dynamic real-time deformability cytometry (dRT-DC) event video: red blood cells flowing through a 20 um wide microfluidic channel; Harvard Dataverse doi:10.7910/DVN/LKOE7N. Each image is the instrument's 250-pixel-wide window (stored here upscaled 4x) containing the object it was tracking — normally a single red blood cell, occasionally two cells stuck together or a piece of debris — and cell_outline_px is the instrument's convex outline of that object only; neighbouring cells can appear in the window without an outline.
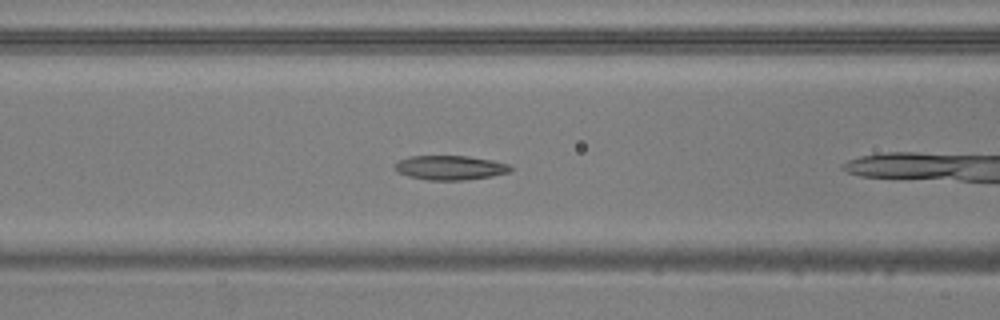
{"species": "common noctule bat (a hibernating species)", "species_latin": "Nyctalus noctula", "temperature_condition": "warm", "stored_images_in_passage": 12, "camera_frame_rate_fps": 3000, "um_per_image_px": 0.085, "animal": {"sex": "male", "body_mass_g": 20.5, "forearm_length_mm": 52.5}, "frame": {"image": 1, "passage_image": 7, "time_ms": 2.0, "image_size_px": [1000, 320], "cell_outline_px": [[512, 168], [508, 172], [492, 176], [464, 180], [428, 180], [408, 176], [400, 172], [396, 168], [396, 164], [400, 160], [408, 156], [468, 156], [492, 160], [512, 164]], "centroid_in_image_um": [38.32, 14.25], "position_along_channel_um": 128.3, "area_um2": 16.3}}
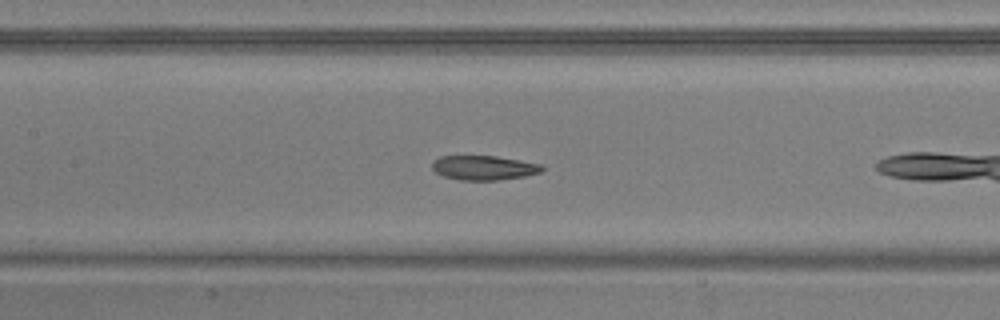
{"frame": {"image": 2, "passage_image": 10, "time_ms": 3.0, "image_size_px": [1000, 320], "cell_outline_px": [[544, 168], [540, 172], [524, 176], [496, 180], [460, 180], [444, 176], [436, 172], [432, 168], [432, 160], [440, 156], [496, 156], [544, 164]], "centroid_in_image_um": [41.12, 14.25], "position_along_channel_um": 166.3, "area_um2": 15.66}}